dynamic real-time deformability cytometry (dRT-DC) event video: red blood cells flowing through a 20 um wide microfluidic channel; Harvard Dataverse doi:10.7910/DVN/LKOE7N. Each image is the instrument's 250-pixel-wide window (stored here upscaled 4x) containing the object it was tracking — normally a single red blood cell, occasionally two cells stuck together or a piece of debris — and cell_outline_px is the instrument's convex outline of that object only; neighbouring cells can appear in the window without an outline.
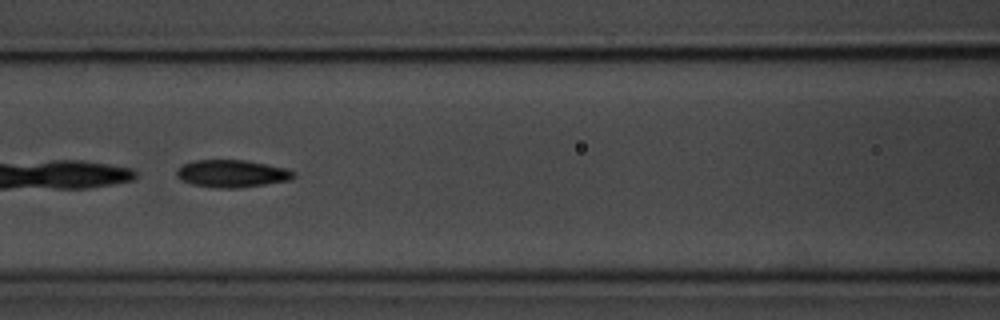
{"species": "common noctule bat (a hibernating species)", "species_latin": "Nyctalus noctula", "temperature_condition": "room temperature", "stored_images_in_passage": 22, "camera_frame_rate_fps": 3000, "um_per_image_px": 0.085, "animal": {"sex": "male", "body_mass_g": 20.1, "forearm_length_mm": 53.5}, "frame": {"image": 1, "passage_image": 7, "time_ms": 2.0, "image_size_px": [1000, 320], "cell_outline_px": [[296, 176], [292, 180], [240, 188], [216, 188], [192, 184], [180, 180], [176, 176], [176, 168], [184, 164], [196, 160], [244, 160], [284, 168], [292, 172]], "centroid_in_image_um": [19.67, 14.77], "position_along_channel_um": 146.9, "area_um2": 18.67}}
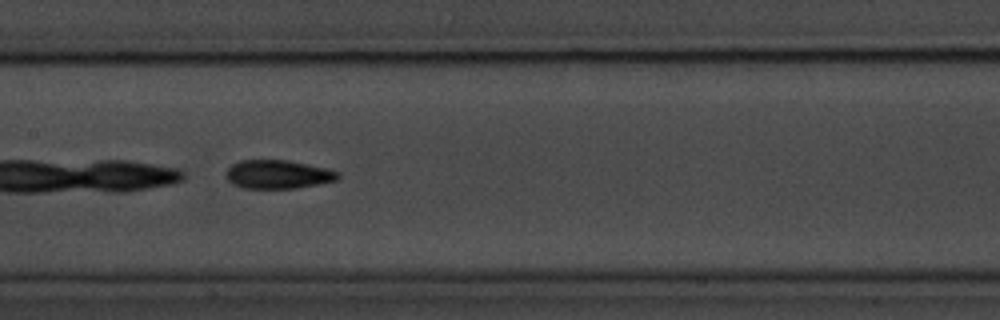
{"frame": {"image": 2, "passage_image": 10, "time_ms": 3.0, "image_size_px": [1000, 320], "cell_outline_px": [[340, 180], [296, 188], [244, 188], [232, 184], [228, 180], [228, 168], [232, 164], [240, 160], [288, 160], [324, 168], [340, 172]], "centroid_in_image_um": [23.66, 14.82], "position_along_channel_um": 183.7, "area_um2": 18.55}}